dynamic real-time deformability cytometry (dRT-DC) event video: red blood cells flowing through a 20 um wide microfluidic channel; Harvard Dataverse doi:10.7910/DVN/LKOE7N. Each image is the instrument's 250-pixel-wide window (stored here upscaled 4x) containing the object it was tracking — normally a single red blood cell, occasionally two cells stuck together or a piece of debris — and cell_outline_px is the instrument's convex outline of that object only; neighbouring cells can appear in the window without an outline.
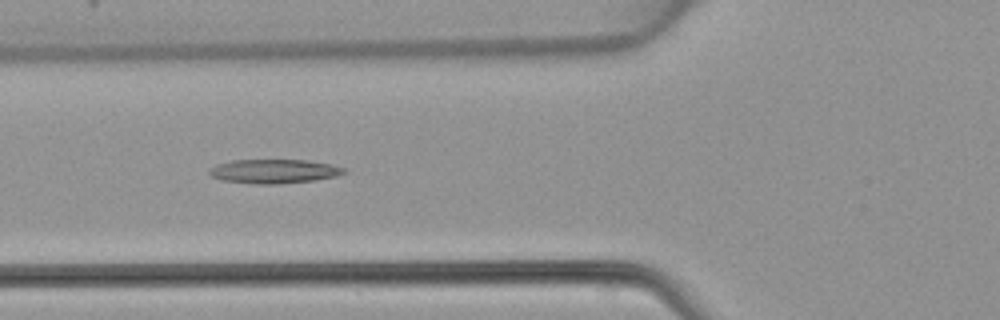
{"species": "common noctule bat (a hibernating species)", "species_latin": "Nyctalus noctula", "temperature_condition": "warm", "stored_images_in_passage": 47, "camera_frame_rate_fps": 3000, "um_per_image_px": 0.085, "animal": {"sex": "female", "body_mass_g": 22.7, "forearm_length_mm": 54.2}, "frame": {"image": 1, "passage_image": 17, "time_ms": 5.333, "image_size_px": [1000, 320], "cell_outline_px": [[348, 172], [336, 176], [312, 180], [276, 184], [256, 184], [224, 180], [212, 176], [208, 172], [216, 164], [232, 160], [308, 160], [332, 164], [344, 168]], "centroid_in_image_um": [23.32, 14.55], "position_along_channel_um": 102.5, "area_um2": 18.73}}
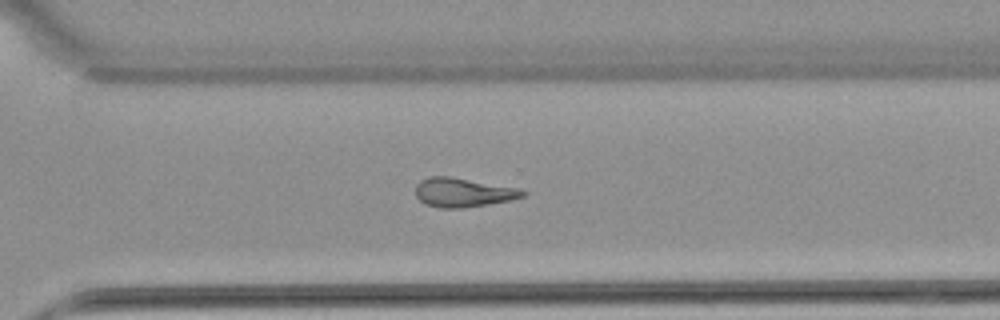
{"frame": {"image": 2, "passage_image": 33, "time_ms": 10.667, "image_size_px": [1000, 320], "cell_outline_px": [[528, 192], [524, 196], [512, 200], [488, 204], [460, 208], [440, 208], [424, 204], [416, 196], [416, 184], [420, 180], [428, 176], [448, 176], [516, 188]], "centroid_in_image_um": [39.32, 16.36], "position_along_channel_um": 331.3, "area_um2": 18.03}}
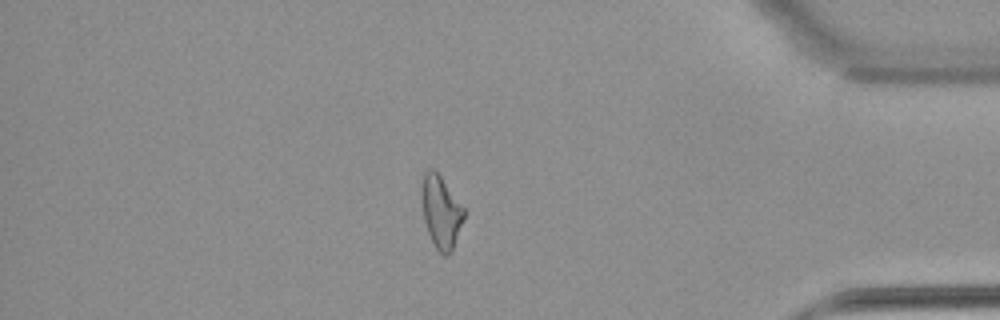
{"frame": {"image": 3, "passage_image": 40, "time_ms": 13.0, "image_size_px": [1000, 320], "cell_outline_px": [[464, 216], [452, 252], [448, 256], [444, 256], [436, 248], [428, 232], [424, 220], [420, 188], [424, 172], [428, 168], [432, 168], [440, 176], [464, 208]], "centroid_in_image_um": [37.46, 18.01], "position_along_channel_um": 397.7, "area_um2": 17.69}}